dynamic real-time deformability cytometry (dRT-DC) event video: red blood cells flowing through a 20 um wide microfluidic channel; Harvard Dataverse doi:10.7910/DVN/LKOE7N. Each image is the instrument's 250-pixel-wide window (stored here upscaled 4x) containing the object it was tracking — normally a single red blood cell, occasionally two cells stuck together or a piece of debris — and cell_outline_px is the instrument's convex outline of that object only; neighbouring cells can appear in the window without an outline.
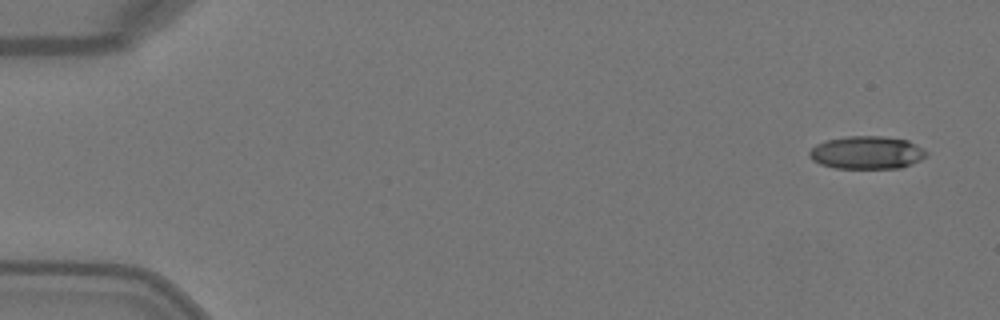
{"species": "Egyptian fruit bat (a non-hibernating species)", "species_latin": "Rousettus aegyptiacus", "temperature_condition": "warm", "stored_images_in_passage": 5, "segment_of_instrument_passage": [1, 2], "camera_frame_rate_fps": 3000, "um_per_image_px": 0.085, "animal": {"sex": "female"}, "frame": {"image": 1, "passage_image": 1, "time_ms": 0.0, "image_size_px": [1000, 320], "cell_outline_px": [[928, 156], [920, 160], [900, 168], [836, 168], [820, 164], [812, 160], [808, 156], [808, 152], [816, 144], [824, 140], [844, 136], [884, 136], [908, 140], [916, 144], [928, 152]], "centroid_in_image_um": [73.67, 12.96], "position_along_channel_um": 11.3, "area_um2": 22.66}}